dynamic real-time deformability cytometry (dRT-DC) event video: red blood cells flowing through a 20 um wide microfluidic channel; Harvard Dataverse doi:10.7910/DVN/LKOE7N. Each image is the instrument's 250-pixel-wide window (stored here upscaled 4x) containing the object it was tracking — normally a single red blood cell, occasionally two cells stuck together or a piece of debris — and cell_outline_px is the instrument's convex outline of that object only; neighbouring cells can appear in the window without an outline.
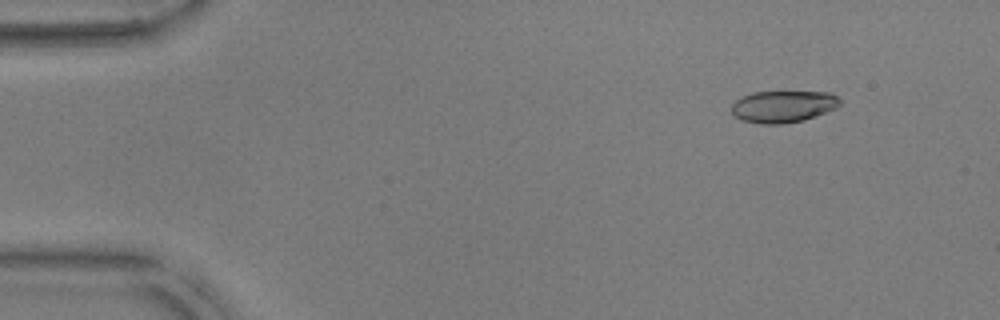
{"species": "common noctule bat (a hibernating species)", "species_latin": "Nyctalus noctula", "temperature_condition": "warm", "stored_images_in_passage": 53, "camera_frame_rate_fps": 3000, "um_per_image_px": 0.085, "animal": {"sex": "male", "body_mass_g": 17.9, "forearm_length_mm": 54.2}, "frame": {"image": 1, "passage_image": 6, "time_ms": 1.667, "image_size_px": [1000, 320], "cell_outline_px": [[840, 104], [836, 108], [816, 116], [804, 120], [784, 124], [760, 124], [740, 120], [732, 116], [732, 104], [736, 100], [752, 92], [832, 92], [840, 100]], "centroid_in_image_um": [66.55, 9.06], "position_along_channel_um": 18.4, "area_um2": 20.29}}
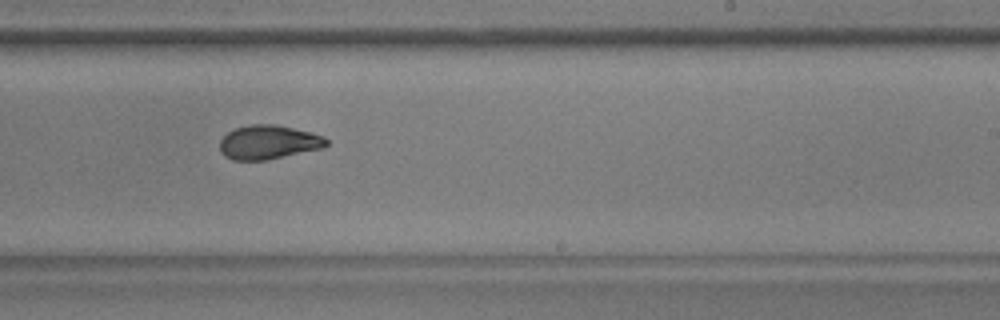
{"frame": {"image": 2, "passage_image": 33, "time_ms": 10.667, "image_size_px": [1000, 320], "cell_outline_px": [[328, 144], [324, 148], [268, 160], [232, 160], [224, 156], [220, 152], [220, 140], [228, 132], [236, 128], [248, 124], [272, 124], [312, 132], [324, 136], [328, 140]], "centroid_in_image_um": [22.83, 12.1], "position_along_channel_um": 266.2, "area_um2": 21.33}}
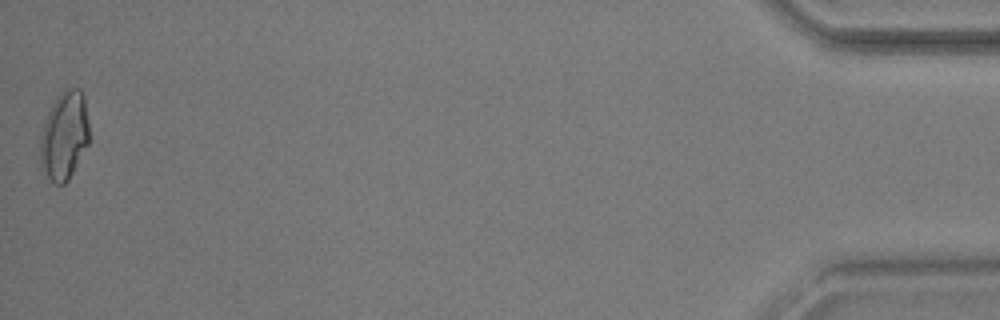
{"frame": {"image": 3, "passage_image": 53, "time_ms": 17.333, "image_size_px": [1000, 320], "cell_outline_px": [[88, 144], [68, 180], [64, 184], [56, 184], [44, 172], [40, 164], [40, 136], [48, 112], [52, 104], [60, 92], [68, 88], [80, 88], [84, 96], [88, 124]], "centroid_in_image_um": [5.46, 11.52], "position_along_channel_um": 429.7, "area_um2": 24.97}, "authors_computed_cell_mechanics": {"area_um2": 21.386, "velocity_mm_per_s": 3.8158, "shape_relaxation_time_tau1_ms": 5.0069, "shape_relaxation_time_tau2_ms": 2.0482, "deformation_change_tau1": 0.1663, "deformation_change_tau2": 0.0797}}